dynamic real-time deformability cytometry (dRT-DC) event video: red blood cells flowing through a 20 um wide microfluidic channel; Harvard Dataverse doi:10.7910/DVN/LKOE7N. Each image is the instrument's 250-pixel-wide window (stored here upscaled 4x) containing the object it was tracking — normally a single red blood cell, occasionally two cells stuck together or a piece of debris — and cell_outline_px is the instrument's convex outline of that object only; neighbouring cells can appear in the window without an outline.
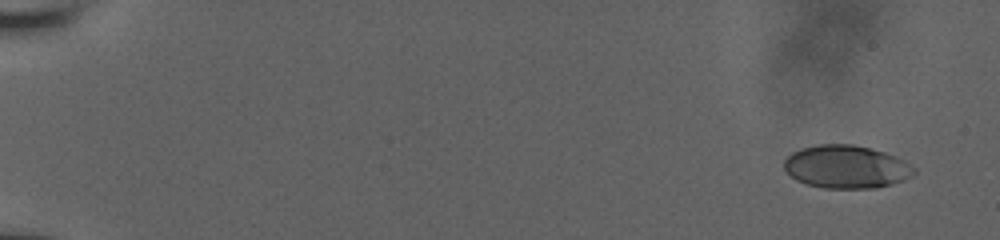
{"species": "human", "species_latin": "Homo sapiens", "temperature_condition": "room temperature", "stored_images_in_passage": 77, "camera_frame_rate_fps": 3000, "um_per_image_px": 0.085, "donor": {"sex": "male"}, "frame": {"image": 1, "passage_image": 1, "time_ms": 0.0, "image_size_px": [1000, 240], "cell_outline_px": [[916, 172], [900, 180], [888, 184], [872, 188], [824, 188], [808, 184], [796, 180], [784, 168], [784, 160], [792, 152], [800, 148], [820, 144], [852, 144], [884, 152], [896, 156], [904, 160], [916, 168]], "centroid_in_image_um": [71.9, 14.16], "position_along_channel_um": 13.1, "area_um2": 32.19}}
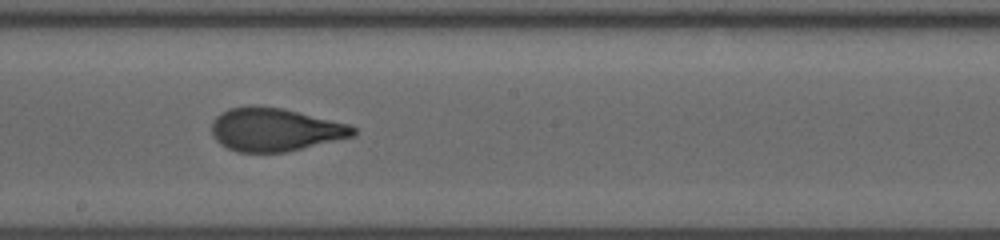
{"frame": {"image": 2, "passage_image": 46, "time_ms": 10.333, "image_size_px": [1000, 240], "cell_outline_px": [[356, 132], [352, 136], [284, 152], [236, 152], [220, 144], [212, 136], [212, 120], [220, 112], [228, 108], [252, 104], [280, 108], [352, 124], [356, 128]], "centroid_in_image_um": [23.32, 11.0], "position_along_channel_um": 224.9, "area_um2": 35.66}}
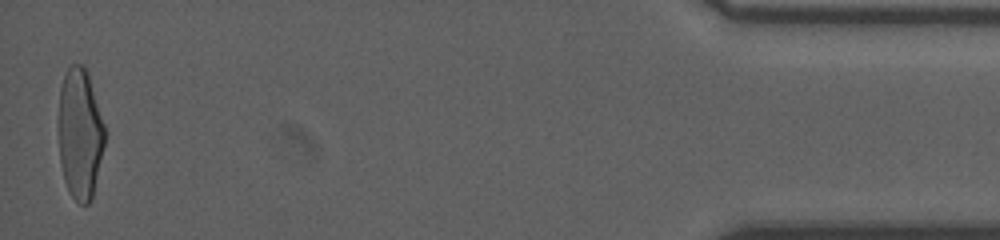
{"frame": {"image": 3, "passage_image": 77, "time_ms": 17.667, "image_size_px": [1000, 240], "cell_outline_px": [[104, 144], [92, 200], [88, 204], [80, 204], [68, 192], [64, 180], [60, 160], [60, 88], [64, 76], [68, 68], [72, 64], [84, 64], [88, 72], [104, 124]], "centroid_in_image_um": [6.81, 11.37], "position_along_channel_um": 428.4, "area_um2": 34.8}, "authors_computed_cell_mechanics": {"area_um2": 34.7956, "velocity_mm_per_s": 3.8694, "shape_relaxation_time_tau1_ms": 4.6246, "shape_relaxation_time_tau2_ms": null, "deformation_change_tau1": 0.1821, "deformation_change_tau2": null}}